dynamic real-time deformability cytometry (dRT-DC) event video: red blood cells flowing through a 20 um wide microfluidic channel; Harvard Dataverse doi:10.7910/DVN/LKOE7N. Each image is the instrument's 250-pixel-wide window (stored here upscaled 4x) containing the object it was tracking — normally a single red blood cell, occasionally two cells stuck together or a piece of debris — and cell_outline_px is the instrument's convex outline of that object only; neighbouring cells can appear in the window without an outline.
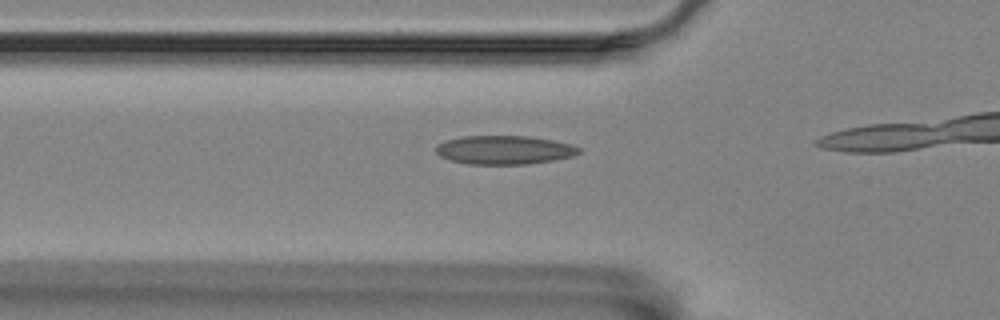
{"species": "Egyptian fruit bat (a non-hibernating species)", "species_latin": "Rousettus aegyptiacus", "temperature_condition": "room temperature", "stored_images_in_passage": 15, "camera_frame_rate_fps": 3000, "um_per_image_px": 0.085, "animal": {"sex": "female"}, "frame": {"image": 1, "passage_image": 13, "time_ms": 4.0, "image_size_px": [1000, 320], "cell_outline_px": [[580, 152], [572, 156], [552, 160], [528, 164], [468, 164], [452, 160], [440, 156], [436, 152], [436, 144], [444, 140], [464, 136], [528, 136], [552, 140], [572, 144], [580, 148]], "centroid_in_image_um": [42.84, 12.74], "position_along_channel_um": 83.0, "area_um2": 23.87}}